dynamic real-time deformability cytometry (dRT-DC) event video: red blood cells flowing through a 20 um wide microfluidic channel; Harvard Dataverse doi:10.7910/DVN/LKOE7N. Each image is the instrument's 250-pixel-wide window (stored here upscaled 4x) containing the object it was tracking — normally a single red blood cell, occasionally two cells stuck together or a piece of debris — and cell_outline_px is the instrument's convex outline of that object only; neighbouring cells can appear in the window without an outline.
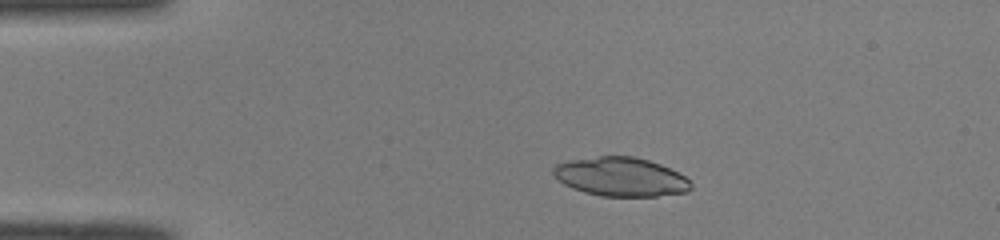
{"species": "common noctule bat (a hibernating species)", "species_latin": "Nyctalus noctula", "temperature_condition": "room temperature", "stored_images_in_passage": 47, "camera_frame_rate_fps": 3000, "um_per_image_px": 0.085, "animal": {"sex": "male", "body_mass_g": 19.0, "forearm_length_mm": 50.8}, "frame": {"image": 1, "passage_image": 7, "time_ms": 2.0, "image_size_px": [1000, 240], "cell_outline_px": [[692, 188], [684, 192], [656, 196], [600, 196], [584, 192], [572, 188], [564, 184], [552, 172], [552, 168], [556, 164], [572, 160], [600, 156], [632, 156], [648, 160], [660, 164], [684, 176], [692, 184]], "centroid_in_image_um": [52.75, 15.03], "position_along_channel_um": 32.2, "area_um2": 30.87}}